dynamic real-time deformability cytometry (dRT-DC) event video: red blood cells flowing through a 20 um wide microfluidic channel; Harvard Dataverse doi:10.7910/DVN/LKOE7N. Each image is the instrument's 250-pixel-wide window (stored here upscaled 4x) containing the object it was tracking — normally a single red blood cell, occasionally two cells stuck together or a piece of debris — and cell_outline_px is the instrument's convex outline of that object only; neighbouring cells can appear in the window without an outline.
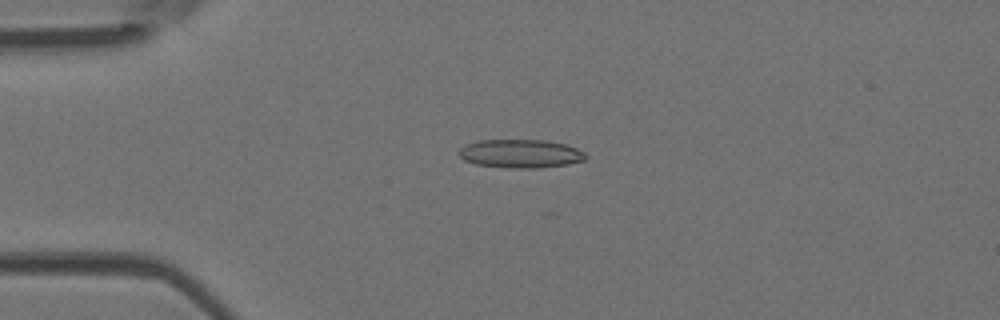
{"species": "Egyptian fruit bat (a non-hibernating species)", "species_latin": "Rousettus aegyptiacus", "temperature_condition": "room temperature", "stored_images_in_passage": 46, "camera_frame_rate_fps": 3000, "um_per_image_px": 0.085, "animal": {"sex": "female"}, "frame": {"image": 1, "passage_image": 8, "time_ms": 2.333, "image_size_px": [1000, 320], "cell_outline_px": [[588, 156], [584, 160], [568, 164], [536, 168], [508, 168], [476, 164], [464, 160], [460, 156], [460, 148], [476, 140], [548, 140], [568, 144], [584, 152]], "centroid_in_image_um": [44.28, 13.05], "position_along_channel_um": 40.7, "area_um2": 21.1}}
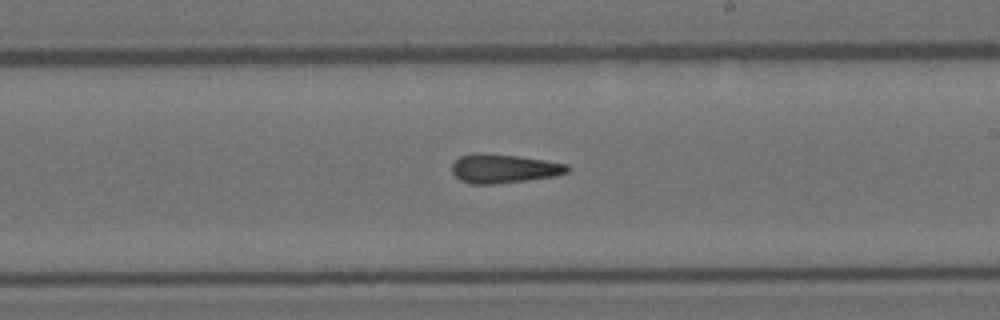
{"frame": {"image": 2, "passage_image": 25, "time_ms": 8.0, "image_size_px": [1000, 320], "cell_outline_px": [[572, 168], [568, 172], [556, 176], [528, 180], [496, 184], [472, 184], [460, 180], [452, 172], [452, 164], [460, 156], [476, 152], [484, 152], [516, 156], [544, 160], [568, 164]], "centroid_in_image_um": [42.84, 14.32], "position_along_channel_um": 246.2, "area_um2": 19.65}}
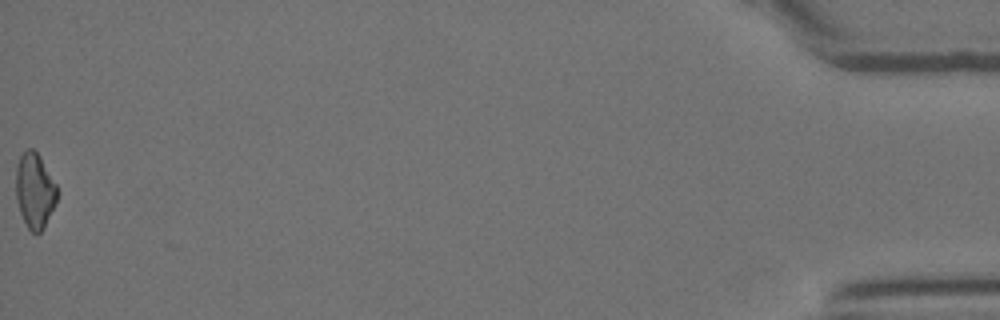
{"frame": {"image": 3, "passage_image": 46, "time_ms": 15.0, "image_size_px": [1000, 320], "cell_outline_px": [[56, 204], [44, 228], [36, 236], [28, 228], [20, 212], [16, 196], [16, 168], [20, 156], [28, 148], [32, 148], [40, 156], [56, 184]], "centroid_in_image_um": [2.95, 16.22], "position_along_channel_um": 432.2, "area_um2": 17.98}, "authors_computed_cell_mechanics": {"area_um2": 19.5653, "velocity_mm_per_s": 4.0851, "shape_relaxation_time_tau1_ms": null, "shape_relaxation_time_tau2_ms": 3.0279, "deformation_change_tau1": null, "deformation_change_tau2": 0.1306}}